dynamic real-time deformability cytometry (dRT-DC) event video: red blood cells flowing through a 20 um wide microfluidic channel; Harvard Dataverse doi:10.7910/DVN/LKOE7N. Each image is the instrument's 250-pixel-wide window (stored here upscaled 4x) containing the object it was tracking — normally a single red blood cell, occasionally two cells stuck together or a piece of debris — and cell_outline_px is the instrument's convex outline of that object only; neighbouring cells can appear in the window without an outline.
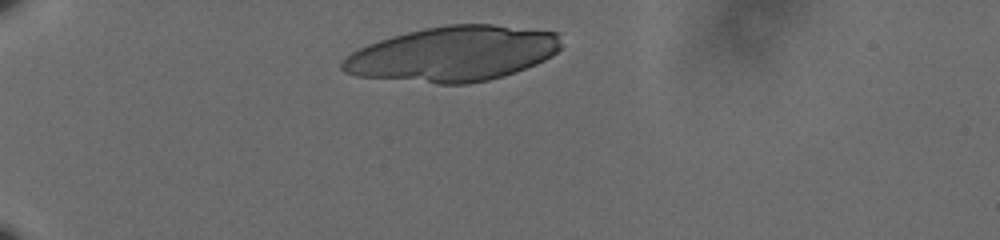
{"species": "human", "species_latin": "Homo sapiens", "temperature_condition": "cold", "stored_images_in_passage": 2, "camera_frame_rate_fps": 3000, "um_per_image_px": 0.085, "donor": {"sex": "male"}, "frame": {"image": 1, "passage_image": 1, "time_ms": 0.0, "image_size_px": [1000, 240], "cell_outline_px": [[560, 48], [552, 56], [536, 64], [504, 76], [488, 80], [468, 84], [436, 84], [356, 76], [344, 72], [340, 68], [340, 64], [352, 52], [368, 44], [392, 36], [424, 28], [448, 24], [492, 24], [560, 32]], "centroid_in_image_um": [38.52, 4.58], "position_along_channel_um": 46.5, "area_um2": 70.28}}